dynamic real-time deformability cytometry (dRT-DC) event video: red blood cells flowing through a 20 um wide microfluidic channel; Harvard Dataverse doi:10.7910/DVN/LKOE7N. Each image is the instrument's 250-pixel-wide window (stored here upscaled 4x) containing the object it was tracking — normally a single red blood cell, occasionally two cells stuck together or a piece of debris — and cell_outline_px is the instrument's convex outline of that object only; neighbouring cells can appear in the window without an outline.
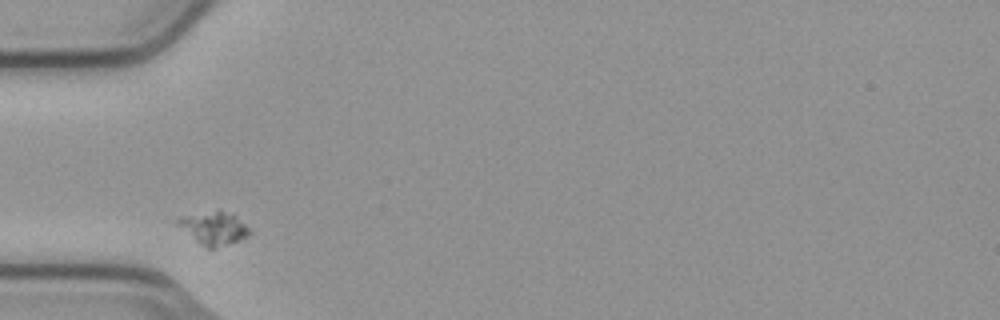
{"species": "common noctule bat (a hibernating species)", "species_latin": "Nyctalus noctula", "temperature_condition": "cold", "stored_images_in_passage": 5, "camera_frame_rate_fps": 3000, "um_per_image_px": 0.085, "animal": {"sex": "male", "body_mass_g": 23.1, "forearm_length_mm": 52.7}, "frame": {"image": 1, "passage_image": 1, "time_ms": 0.0, "image_size_px": [1000, 320], "cell_outline_px": [[252, 232], [248, 236], [240, 240], [212, 248], [208, 248], [200, 244], [176, 224], [176, 220], [180, 216], [220, 208], [244, 224]], "centroid_in_image_um": [18.13, 19.36], "position_along_channel_um": 66.9, "area_um2": 13.64}}
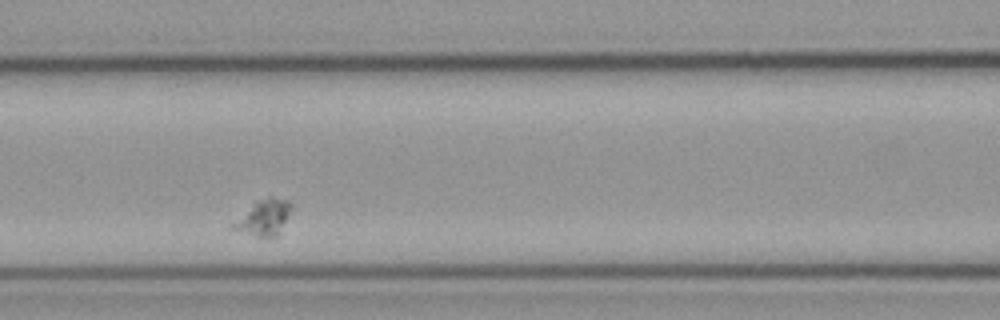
{"frame": {"image": 2, "passage_image": 3, "time_ms": 0.667, "image_size_px": [1000, 320], "cell_outline_px": [[292, 208], [276, 236], [256, 236], [228, 228], [256, 200], [268, 196], [272, 196], [288, 200], [292, 204]], "centroid_in_image_um": [22.41, 18.45], "position_along_channel_um": 144.2, "area_um2": 11.85}}
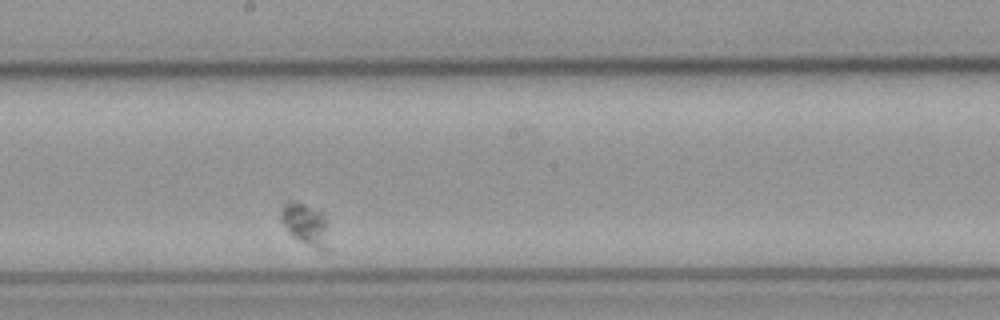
{"frame": {"image": 3, "passage_image": 5, "time_ms": 1.333, "image_size_px": [1000, 320], "cell_outline_px": [[328, 252], [324, 252], [300, 240], [288, 232], [280, 220], [280, 208], [284, 200], [292, 200], [304, 204], [324, 212], [328, 248]], "centroid_in_image_um": [25.92, 19.02], "position_along_channel_um": 222.3, "area_um2": 11.79}}